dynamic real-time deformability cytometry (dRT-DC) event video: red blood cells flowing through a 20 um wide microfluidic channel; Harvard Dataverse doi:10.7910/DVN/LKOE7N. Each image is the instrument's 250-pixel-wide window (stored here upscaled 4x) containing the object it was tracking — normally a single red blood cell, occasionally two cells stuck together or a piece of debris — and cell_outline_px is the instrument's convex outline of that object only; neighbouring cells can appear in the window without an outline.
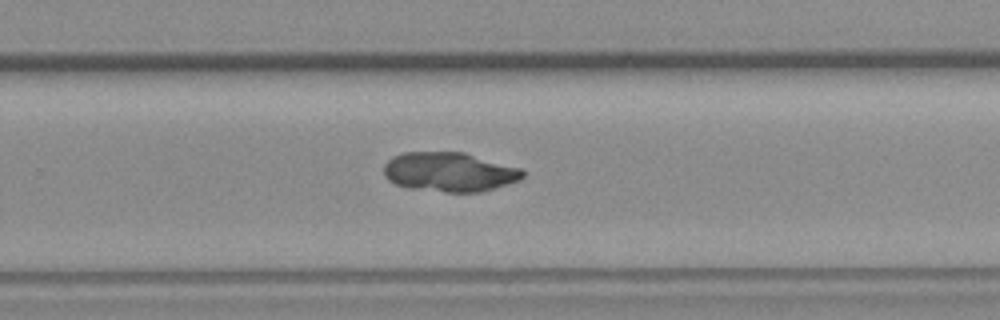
{"species": "common noctule bat (a hibernating species)", "species_latin": "Nyctalus noctula", "temperature_condition": "room temperature", "stored_images_in_passage": 8, "camera_frame_rate_fps": 3000, "um_per_image_px": 0.085, "animal": {"sex": "female", "body_mass_g": 19.3, "forearm_length_mm": 54.1}, "frame": {"image": 1, "passage_image": 8, "time_ms": 9.0, "image_size_px": [1000, 320], "cell_outline_px": [[524, 176], [520, 180], [480, 192], [444, 192], [408, 188], [396, 184], [388, 180], [384, 176], [384, 164], [392, 156], [404, 152], [464, 152], [520, 168], [524, 172]], "centroid_in_image_um": [38.17, 14.62], "position_along_channel_um": 291.6, "area_um2": 31.91}}